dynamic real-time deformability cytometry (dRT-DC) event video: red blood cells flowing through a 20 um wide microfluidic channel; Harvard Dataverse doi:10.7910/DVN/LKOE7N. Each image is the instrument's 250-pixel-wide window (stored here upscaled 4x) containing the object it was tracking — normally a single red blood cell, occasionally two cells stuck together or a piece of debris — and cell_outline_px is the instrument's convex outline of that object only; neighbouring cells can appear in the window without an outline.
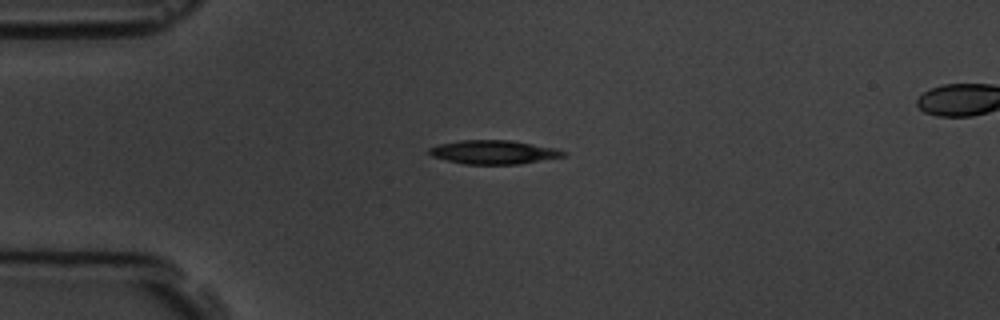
{"species": "common noctule bat (a hibernating species)", "species_latin": "Nyctalus noctula", "temperature_condition": "room temperature", "stored_images_in_passage": 4, "camera_frame_rate_fps": 3000, "um_per_image_px": 0.085, "animal": {"sex": "male", "body_mass_g": 19.5, "forearm_length_mm": 54.6}, "frame": {"image": 1, "passage_image": 2, "time_ms": 1.333, "image_size_px": [1000, 320], "cell_outline_px": [[568, 156], [520, 164], [464, 164], [432, 156], [428, 152], [428, 148], [440, 144], [460, 140], [508, 140], [556, 148], [568, 152]], "centroid_in_image_um": [42.01, 12.93], "position_along_channel_um": 43.0, "area_um2": 18.61}}
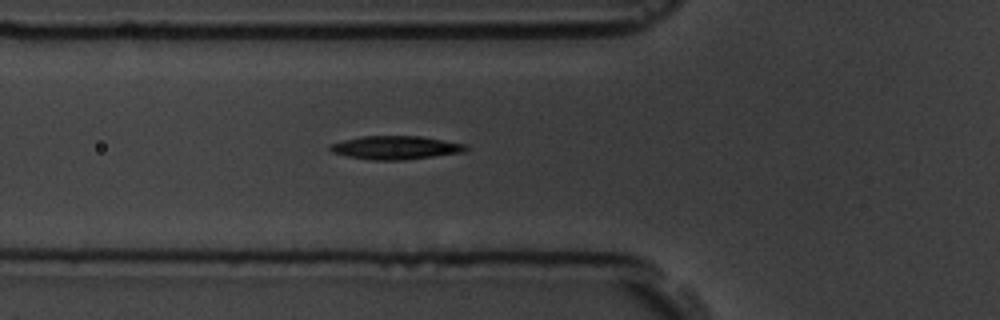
{"frame": {"image": 2, "passage_image": 4, "time_ms": 3.333, "image_size_px": [1000, 320], "cell_outline_px": [[468, 148], [464, 152], [404, 160], [372, 160], [348, 156], [332, 152], [328, 148], [328, 144], [360, 136], [420, 136], [464, 144]], "centroid_in_image_um": [33.58, 12.55], "position_along_channel_um": 92.2, "area_um2": 18.44}}